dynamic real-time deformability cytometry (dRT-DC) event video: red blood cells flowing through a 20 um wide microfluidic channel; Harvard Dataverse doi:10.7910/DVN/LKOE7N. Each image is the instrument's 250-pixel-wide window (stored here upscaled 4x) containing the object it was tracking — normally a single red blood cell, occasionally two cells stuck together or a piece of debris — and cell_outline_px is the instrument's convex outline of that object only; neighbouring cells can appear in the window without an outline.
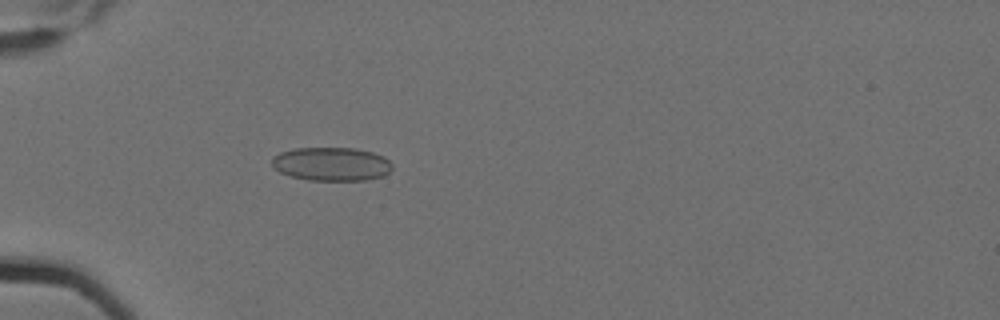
{"species": "Egyptian fruit bat (a non-hibernating species)", "species_latin": "Rousettus aegyptiacus", "temperature_condition": "cold", "stored_images_in_passage": 4, "camera_frame_rate_fps": 3000, "um_per_image_px": 0.085, "animal": {"sex": "female"}, "frame": {"image": 1, "passage_image": 4, "time_ms": 1.0, "image_size_px": [1000, 320], "cell_outline_px": [[392, 168], [384, 176], [368, 180], [308, 180], [292, 176], [280, 172], [272, 164], [272, 156], [280, 152], [296, 148], [356, 148], [372, 152], [384, 156], [392, 164]], "centroid_in_image_um": [28.2, 13.94], "position_along_channel_um": 56.8, "area_um2": 23.58}}